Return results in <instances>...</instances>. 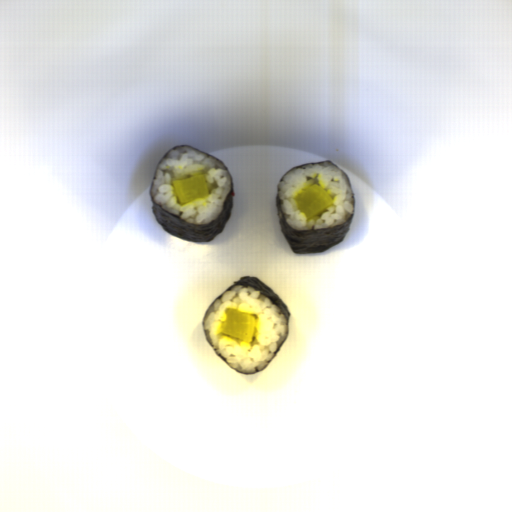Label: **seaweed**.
Returning a JSON list of instances; mask_svg holds the SVG:
<instances>
[{
    "label": "seaweed",
    "mask_w": 512,
    "mask_h": 512,
    "mask_svg": "<svg viewBox=\"0 0 512 512\" xmlns=\"http://www.w3.org/2000/svg\"><path fill=\"white\" fill-rule=\"evenodd\" d=\"M324 162H331L335 166H337L342 172L346 175L347 173L342 170L337 164H335L332 160H322L316 162H309L301 165H297L293 168L288 169L279 179L277 185L280 181H282L283 176L287 174L289 171L310 165V164H321ZM348 177V181L351 188L352 198H353V206L354 212L351 218L345 223L329 227L326 229H307V230H296L289 225L286 224L285 219L283 217V212L281 210L280 204L281 200L278 197L277 186L275 192V207L277 211L278 224L283 233V236L292 250L293 253L296 254H309V253H323L326 250L332 248L333 246L341 243L346 238L354 219L355 208H356V199L355 194L353 192L351 180Z\"/></svg>",
    "instance_id": "seaweed-2"
},
{
    "label": "seaweed",
    "mask_w": 512,
    "mask_h": 512,
    "mask_svg": "<svg viewBox=\"0 0 512 512\" xmlns=\"http://www.w3.org/2000/svg\"><path fill=\"white\" fill-rule=\"evenodd\" d=\"M183 146H189L193 149H196L202 153H205L211 157L216 158L228 169L226 163L223 162L222 160H220L219 158H217L216 156L211 155V154H209L205 151H202L200 149H197L195 147H192L190 145H179L178 144V145L172 147L171 149L175 150V147H183ZM171 149H169L168 151H166L164 153V155L162 156L160 161L166 157V154ZM159 162H158V164H159ZM156 168H157V166H156ZM156 168H155L154 174L151 179L149 196H150V201L152 202L151 211L155 217L156 222L159 224L160 228L168 234H171L175 237H178L180 239L186 240L191 243L212 242L213 239L218 234L223 232L224 227L231 216V211L234 207L235 188H234L233 176H232L230 170L228 169V171L232 177V190L227 194V196L225 198L223 212L220 214V216L218 218L213 220L210 224H202L201 225V224L186 222L185 220L181 219L179 215L170 213V212L164 210L163 208H161L160 206H158L157 203H155V201L151 195V190H152L153 179H155Z\"/></svg>",
    "instance_id": "seaweed-1"
},
{
    "label": "seaweed",
    "mask_w": 512,
    "mask_h": 512,
    "mask_svg": "<svg viewBox=\"0 0 512 512\" xmlns=\"http://www.w3.org/2000/svg\"><path fill=\"white\" fill-rule=\"evenodd\" d=\"M241 285L242 287H246V286H250L252 288H255L256 290H259V291H262V294H264L265 296L271 298L272 302L275 303L276 305H278L280 307V309L283 311V313L286 315L287 319H288V324H289V319L291 317V313H290V309L288 308V306L285 304V302L280 298V296L273 290L271 289L264 281H262L258 276H250V275H245V276H241L234 284H232L229 288H227L223 293H221L216 299H214L211 304L209 305V307L207 308V310L205 311L203 317H202V329H203V334L208 342V344L210 345V347L213 349V351L216 353V355L227 365V361L226 359L223 357L222 354H218L216 349L214 347H212V340H211V337L209 335V330H205L203 325H204V321H205V317L206 315L208 314V312L210 311L213 303L215 300H217L218 298H220L227 290H230L231 287H233L234 285ZM288 335H289V331H288ZM288 335L286 337V339L284 340L283 344L279 347V349L277 350L276 354L279 352V350L283 347L284 343L286 342L287 338H288ZM276 356V355H275ZM275 358V357H274ZM273 358V359H274ZM272 359V361H273ZM271 361V362H272ZM271 362L268 364V366L266 368L269 367V365L271 364ZM230 368H232L231 366H229ZM264 368V369H266ZM233 369V368H232ZM263 369V370H264ZM234 370V369H233ZM236 371V370H234ZM237 373H241L239 371H236ZM261 371H258L253 373V374H244V375H254L256 373H259ZM243 374V373H241Z\"/></svg>",
    "instance_id": "seaweed-3"
}]
</instances>
